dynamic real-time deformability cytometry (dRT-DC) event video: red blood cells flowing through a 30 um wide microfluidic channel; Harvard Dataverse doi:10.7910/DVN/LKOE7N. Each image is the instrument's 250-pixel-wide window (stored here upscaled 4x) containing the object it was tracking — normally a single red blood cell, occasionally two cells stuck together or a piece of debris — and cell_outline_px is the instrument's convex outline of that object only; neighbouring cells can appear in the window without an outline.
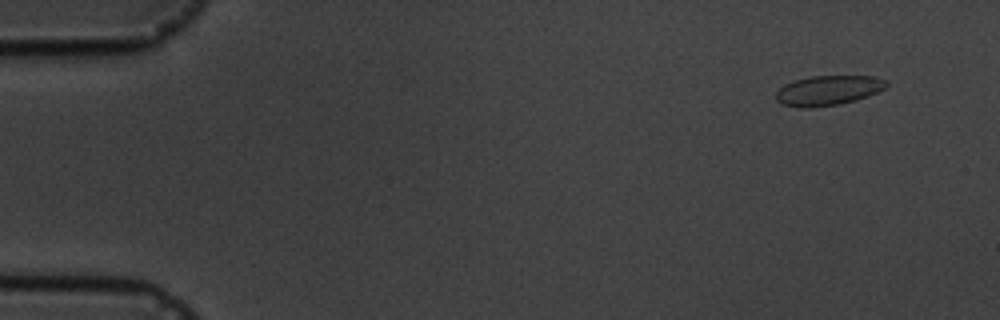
{"species": "common noctule bat (a hibernating species)", "species_latin": "Nyctalus noctula", "temperature_condition": "cold", "stored_images_in_passage": 12, "camera_frame_rate_fps": 3000, "um_per_image_px": 0.085, "animal": {"sex": "male", "body_mass_g": 19.5, "forearm_length_mm": 54.6}, "frame": {"image": 1, "passage_image": 2, "time_ms": 1.333, "image_size_px": [1000, 320], "cell_outline_px": [[888, 84], [884, 88], [868, 96], [856, 100], [840, 104], [808, 108], [800, 108], [784, 104], [776, 100], [776, 92], [784, 84], [796, 80], [812, 76], [876, 76], [888, 80]], "centroid_in_image_um": [70.41, 7.68], "position_along_channel_um": 14.6, "area_um2": 19.19}}
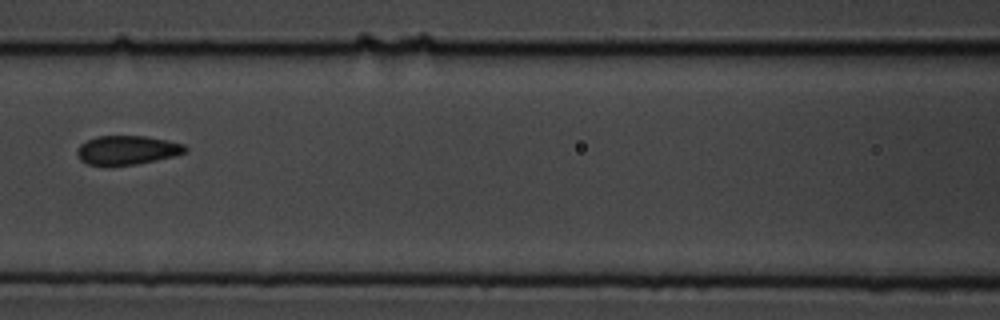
{"frame": {"image": 2, "passage_image": 8, "time_ms": 8.333, "image_size_px": [1000, 320], "cell_outline_px": [[188, 152], [172, 156], [136, 164], [108, 168], [104, 168], [88, 164], [80, 160], [76, 152], [80, 144], [96, 136], [144, 136], [168, 140], [184, 144], [188, 148]], "centroid_in_image_um": [10.77, 12.79], "position_along_channel_um": 155.8, "area_um2": 18.73}}
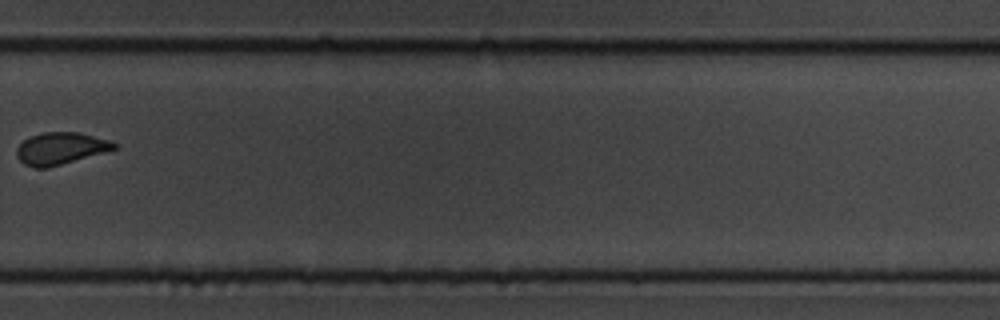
{"frame": {"image": 3, "passage_image": 12, "time_ms": 13.0, "image_size_px": [1000, 320], "cell_outline_px": [[116, 148], [48, 168], [32, 168], [24, 164], [16, 156], [16, 148], [28, 136], [44, 132], [80, 132], [108, 140], [116, 144]], "centroid_in_image_um": [5.07, 12.61], "position_along_channel_um": 324.7, "area_um2": 18.03}}